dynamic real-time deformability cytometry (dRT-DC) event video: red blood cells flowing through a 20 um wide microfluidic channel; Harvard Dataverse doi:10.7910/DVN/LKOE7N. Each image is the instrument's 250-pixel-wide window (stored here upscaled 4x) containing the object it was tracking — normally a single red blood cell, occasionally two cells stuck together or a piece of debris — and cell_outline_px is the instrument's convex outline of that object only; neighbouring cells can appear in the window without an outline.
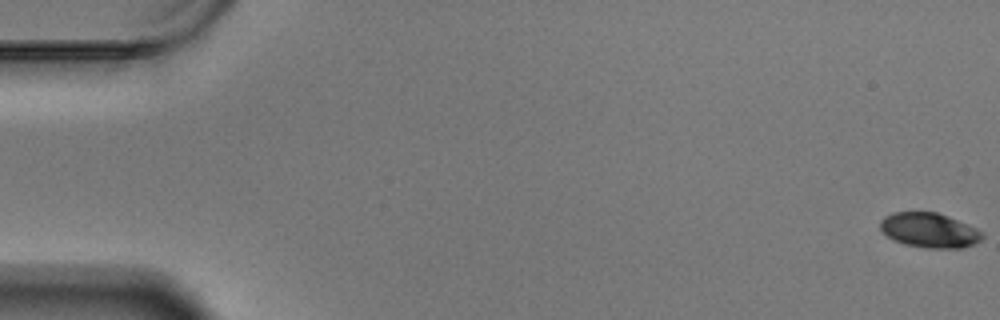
{"species": "Egyptian fruit bat (a non-hibernating species)", "species_latin": "Rousettus aegyptiacus", "temperature_condition": "warm", "stored_images_in_passage": 57, "camera_frame_rate_fps": 3000, "um_per_image_px": 0.085, "animal": {"sex": "male"}, "frame": {"image": 1, "passage_image": 1, "time_ms": 0.0, "image_size_px": [1000, 320], "cell_outline_px": [[984, 236], [980, 240], [972, 244], [960, 248], [924, 248], [904, 244], [888, 236], [880, 228], [880, 220], [884, 216], [892, 212], [936, 212], [948, 216], [976, 228]], "centroid_in_image_um": [78.97, 19.56], "position_along_channel_um": 6.0, "area_um2": 20.46}}
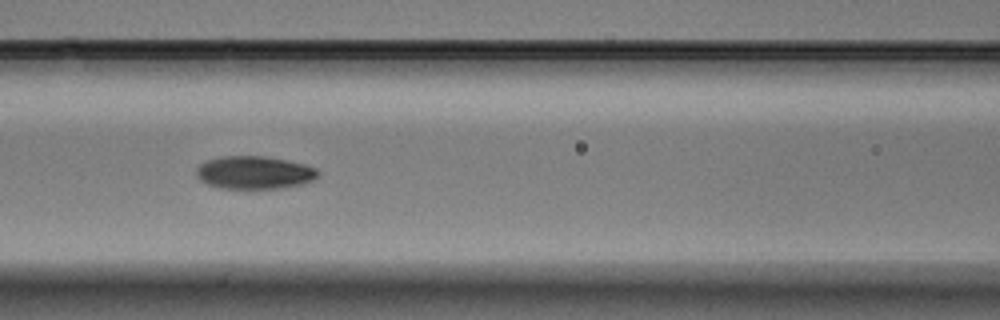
{"frame": {"image": 2, "passage_image": 27, "time_ms": 8.667, "image_size_px": [1000, 320], "cell_outline_px": [[320, 176], [316, 180], [304, 184], [280, 188], [220, 188], [208, 184], [200, 180], [196, 176], [196, 168], [200, 164], [208, 160], [220, 156], [264, 156], [288, 160], [304, 164], [316, 168], [320, 172]], "centroid_in_image_um": [21.66, 14.66], "position_along_channel_um": 144.9, "area_um2": 23.58}}
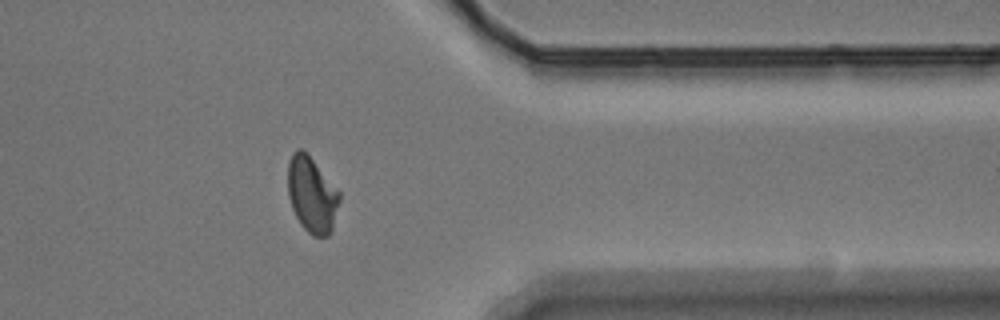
{"frame": {"image": 3, "passage_image": 49, "time_ms": 16.0, "image_size_px": [1000, 320], "cell_outline_px": [[340, 200], [332, 232], [328, 236], [312, 236], [300, 224], [292, 208], [288, 196], [288, 160], [292, 152], [296, 148], [300, 148], [312, 160], [340, 192]], "centroid_in_image_um": [26.5, 16.58], "position_along_channel_um": 384.9, "area_um2": 22.72}, "authors_computed_cell_mechanics": {"area_um2": 22.6576, "velocity_mm_per_s": 3.4309, "shape_relaxation_time_tau1_ms": 3.4135, "shape_relaxation_time_tau2_ms": 1.9049, "deformation_change_tau1": 0.1585, "deformation_change_tau2": 0.0613}}